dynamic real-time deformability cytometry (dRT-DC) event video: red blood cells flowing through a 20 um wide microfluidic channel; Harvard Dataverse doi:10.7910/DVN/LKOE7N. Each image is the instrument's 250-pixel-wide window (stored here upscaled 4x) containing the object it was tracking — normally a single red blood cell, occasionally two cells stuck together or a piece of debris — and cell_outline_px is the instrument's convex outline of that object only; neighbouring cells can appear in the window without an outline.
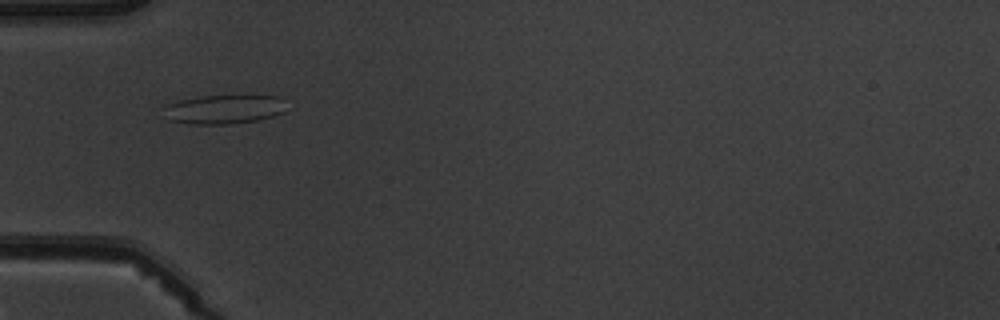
{"species": "common noctule bat (a hibernating species)", "species_latin": "Nyctalus noctula", "temperature_condition": "warm", "stored_images_in_passage": 9, "camera_frame_rate_fps": 3000, "um_per_image_px": 0.085, "animal": {"sex": "male", "body_mass_g": 19.5, "forearm_length_mm": 54.6}, "frame": {"image": 1, "passage_image": 6, "time_ms": 6.0, "image_size_px": [1000, 320], "cell_outline_px": [[284, 112], [276, 116], [260, 120], [232, 124], [188, 124], [168, 120], [160, 108], [164, 104], [180, 100], [200, 96], [252, 92], [280, 96], [284, 100]], "centroid_in_image_um": [19.08, 9.24], "position_along_channel_um": 65.9, "area_um2": 22.37}}
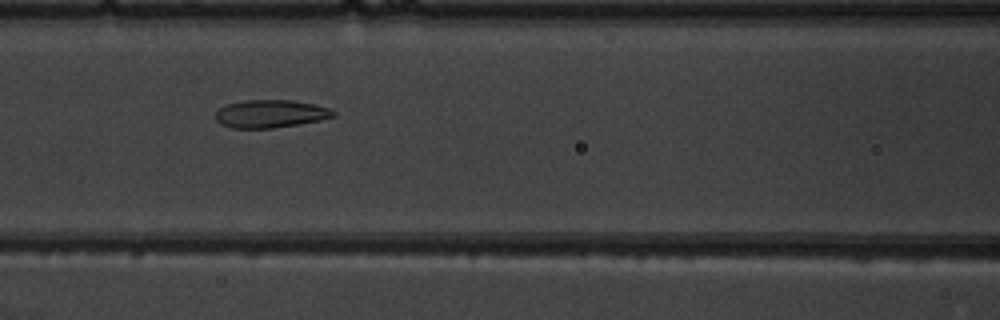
{"frame": {"image": 2, "passage_image": 8, "time_ms": 8.0, "image_size_px": [1000, 320], "cell_outline_px": [[336, 116], [320, 120], [272, 128], [232, 128], [220, 124], [216, 120], [216, 112], [220, 108], [228, 104], [244, 100], [292, 100], [332, 108], [336, 112]], "centroid_in_image_um": [23.01, 9.67], "position_along_channel_um": 143.6, "area_um2": 19.07}}
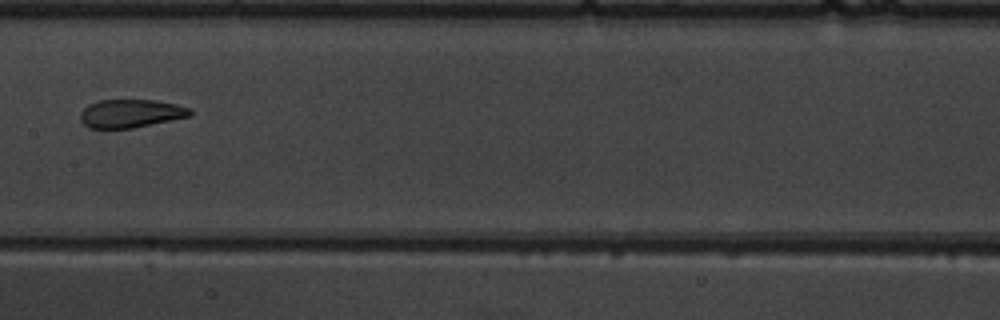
{"frame": {"image": 3, "passage_image": 9, "time_ms": 9.333, "image_size_px": [1000, 320], "cell_outline_px": [[192, 116], [132, 128], [88, 128], [80, 120], [80, 112], [88, 104], [100, 100], [156, 100], [176, 104], [192, 108]], "centroid_in_image_um": [11.13, 9.64], "position_along_channel_um": 196.3, "area_um2": 18.21}}